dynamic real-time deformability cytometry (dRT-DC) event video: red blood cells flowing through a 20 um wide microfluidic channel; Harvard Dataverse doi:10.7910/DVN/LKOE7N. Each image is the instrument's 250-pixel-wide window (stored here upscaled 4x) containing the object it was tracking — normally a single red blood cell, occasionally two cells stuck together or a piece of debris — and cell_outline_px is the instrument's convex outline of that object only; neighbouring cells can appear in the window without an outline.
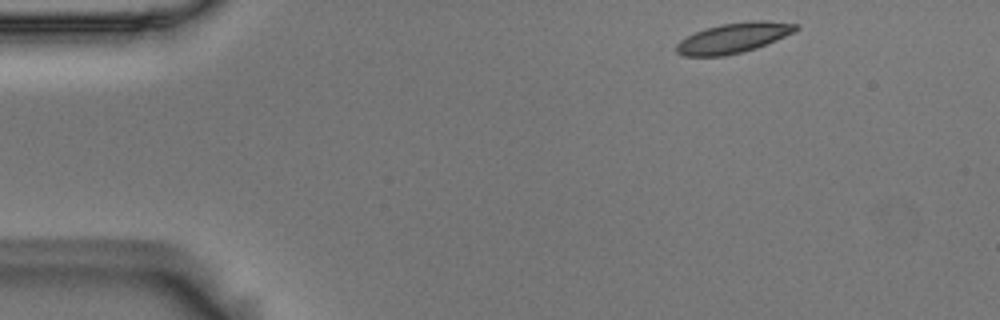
{"species": "Egyptian fruit bat (a non-hibernating species)", "species_latin": "Rousettus aegyptiacus", "temperature_condition": "room temperature", "stored_images_in_passage": 4, "camera_frame_rate_fps": 3000, "um_per_image_px": 0.085, "animal": {"sex": "male"}, "frame": {"image": 1, "passage_image": 1, "time_ms": 0.0, "image_size_px": [1000, 320], "cell_outline_px": [[800, 28], [776, 40], [756, 48], [744, 52], [724, 56], [684, 56], [676, 52], [676, 44], [680, 40], [704, 28], [720, 24], [748, 20], [764, 20], [800, 24]], "centroid_in_image_um": [62.35, 3.21], "position_along_channel_um": 22.7, "area_um2": 21.1}}
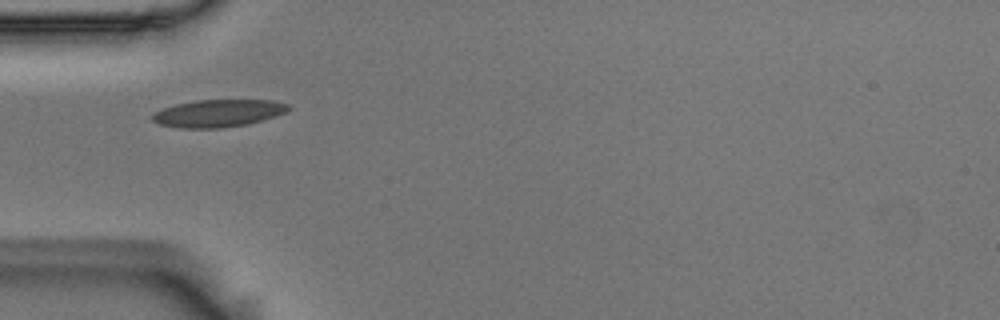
{"frame": {"image": 2, "passage_image": 4, "time_ms": 1.0, "image_size_px": [1000, 320], "cell_outline_px": [[292, 108], [288, 112], [276, 116], [248, 124], [220, 128], [180, 128], [160, 124], [152, 120], [152, 116], [156, 112], [164, 108], [176, 104], [196, 100], [276, 100], [288, 104]], "centroid_in_image_um": [18.62, 9.62], "position_along_channel_um": 66.4, "area_um2": 21.79}}